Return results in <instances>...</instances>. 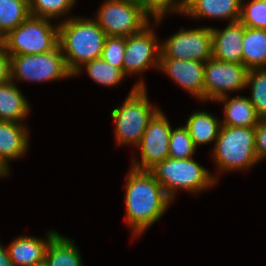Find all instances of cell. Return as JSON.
<instances>
[{
  "instance_id": "cell-30",
  "label": "cell",
  "mask_w": 266,
  "mask_h": 266,
  "mask_svg": "<svg viewBox=\"0 0 266 266\" xmlns=\"http://www.w3.org/2000/svg\"><path fill=\"white\" fill-rule=\"evenodd\" d=\"M126 50V37L107 36L105 39L102 58L112 66L123 71V57Z\"/></svg>"
},
{
  "instance_id": "cell-28",
  "label": "cell",
  "mask_w": 266,
  "mask_h": 266,
  "mask_svg": "<svg viewBox=\"0 0 266 266\" xmlns=\"http://www.w3.org/2000/svg\"><path fill=\"white\" fill-rule=\"evenodd\" d=\"M239 21L245 27L266 30V0H242Z\"/></svg>"
},
{
  "instance_id": "cell-19",
  "label": "cell",
  "mask_w": 266,
  "mask_h": 266,
  "mask_svg": "<svg viewBox=\"0 0 266 266\" xmlns=\"http://www.w3.org/2000/svg\"><path fill=\"white\" fill-rule=\"evenodd\" d=\"M29 105L14 81L0 84V120L24 123L30 115Z\"/></svg>"
},
{
  "instance_id": "cell-26",
  "label": "cell",
  "mask_w": 266,
  "mask_h": 266,
  "mask_svg": "<svg viewBox=\"0 0 266 266\" xmlns=\"http://www.w3.org/2000/svg\"><path fill=\"white\" fill-rule=\"evenodd\" d=\"M76 0H29L31 16L47 19H61L68 15Z\"/></svg>"
},
{
  "instance_id": "cell-8",
  "label": "cell",
  "mask_w": 266,
  "mask_h": 266,
  "mask_svg": "<svg viewBox=\"0 0 266 266\" xmlns=\"http://www.w3.org/2000/svg\"><path fill=\"white\" fill-rule=\"evenodd\" d=\"M11 80L34 83L72 78L60 46L40 54L11 56ZM21 80V81H20Z\"/></svg>"
},
{
  "instance_id": "cell-31",
  "label": "cell",
  "mask_w": 266,
  "mask_h": 266,
  "mask_svg": "<svg viewBox=\"0 0 266 266\" xmlns=\"http://www.w3.org/2000/svg\"><path fill=\"white\" fill-rule=\"evenodd\" d=\"M255 150L259 162L266 158V120L255 126Z\"/></svg>"
},
{
  "instance_id": "cell-29",
  "label": "cell",
  "mask_w": 266,
  "mask_h": 266,
  "mask_svg": "<svg viewBox=\"0 0 266 266\" xmlns=\"http://www.w3.org/2000/svg\"><path fill=\"white\" fill-rule=\"evenodd\" d=\"M145 12L160 26L166 14L174 12L183 16L186 0H139Z\"/></svg>"
},
{
  "instance_id": "cell-20",
  "label": "cell",
  "mask_w": 266,
  "mask_h": 266,
  "mask_svg": "<svg viewBox=\"0 0 266 266\" xmlns=\"http://www.w3.org/2000/svg\"><path fill=\"white\" fill-rule=\"evenodd\" d=\"M185 126L187 127L194 145L198 148L201 145L213 143L218 137L221 127V120L215 115L203 111H195L188 117Z\"/></svg>"
},
{
  "instance_id": "cell-16",
  "label": "cell",
  "mask_w": 266,
  "mask_h": 266,
  "mask_svg": "<svg viewBox=\"0 0 266 266\" xmlns=\"http://www.w3.org/2000/svg\"><path fill=\"white\" fill-rule=\"evenodd\" d=\"M29 135L25 123L0 120V160L7 168L10 160L20 159L29 150Z\"/></svg>"
},
{
  "instance_id": "cell-14",
  "label": "cell",
  "mask_w": 266,
  "mask_h": 266,
  "mask_svg": "<svg viewBox=\"0 0 266 266\" xmlns=\"http://www.w3.org/2000/svg\"><path fill=\"white\" fill-rule=\"evenodd\" d=\"M55 230L46 233V239L31 235H21L15 238L6 248L14 266H35L45 261L47 248Z\"/></svg>"
},
{
  "instance_id": "cell-12",
  "label": "cell",
  "mask_w": 266,
  "mask_h": 266,
  "mask_svg": "<svg viewBox=\"0 0 266 266\" xmlns=\"http://www.w3.org/2000/svg\"><path fill=\"white\" fill-rule=\"evenodd\" d=\"M153 24L146 26L141 32L126 37V50L123 57V72L126 76L160 66V41L157 39Z\"/></svg>"
},
{
  "instance_id": "cell-17",
  "label": "cell",
  "mask_w": 266,
  "mask_h": 266,
  "mask_svg": "<svg viewBox=\"0 0 266 266\" xmlns=\"http://www.w3.org/2000/svg\"><path fill=\"white\" fill-rule=\"evenodd\" d=\"M242 0H186L184 16L235 22L240 19Z\"/></svg>"
},
{
  "instance_id": "cell-35",
  "label": "cell",
  "mask_w": 266,
  "mask_h": 266,
  "mask_svg": "<svg viewBox=\"0 0 266 266\" xmlns=\"http://www.w3.org/2000/svg\"><path fill=\"white\" fill-rule=\"evenodd\" d=\"M35 266H47V265L45 264V262H43V263L35 265Z\"/></svg>"
},
{
  "instance_id": "cell-15",
  "label": "cell",
  "mask_w": 266,
  "mask_h": 266,
  "mask_svg": "<svg viewBox=\"0 0 266 266\" xmlns=\"http://www.w3.org/2000/svg\"><path fill=\"white\" fill-rule=\"evenodd\" d=\"M245 26L238 20L224 29L212 26V57L224 62L242 63V40Z\"/></svg>"
},
{
  "instance_id": "cell-27",
  "label": "cell",
  "mask_w": 266,
  "mask_h": 266,
  "mask_svg": "<svg viewBox=\"0 0 266 266\" xmlns=\"http://www.w3.org/2000/svg\"><path fill=\"white\" fill-rule=\"evenodd\" d=\"M196 147L187 127L172 128L169 143V158L189 159L193 157Z\"/></svg>"
},
{
  "instance_id": "cell-2",
  "label": "cell",
  "mask_w": 266,
  "mask_h": 266,
  "mask_svg": "<svg viewBox=\"0 0 266 266\" xmlns=\"http://www.w3.org/2000/svg\"><path fill=\"white\" fill-rule=\"evenodd\" d=\"M65 18L59 21V46L67 68L74 74L84 63L102 56L107 36L92 18Z\"/></svg>"
},
{
  "instance_id": "cell-6",
  "label": "cell",
  "mask_w": 266,
  "mask_h": 266,
  "mask_svg": "<svg viewBox=\"0 0 266 266\" xmlns=\"http://www.w3.org/2000/svg\"><path fill=\"white\" fill-rule=\"evenodd\" d=\"M30 16L2 38L6 52L13 55H30L51 52L59 46V23Z\"/></svg>"
},
{
  "instance_id": "cell-21",
  "label": "cell",
  "mask_w": 266,
  "mask_h": 266,
  "mask_svg": "<svg viewBox=\"0 0 266 266\" xmlns=\"http://www.w3.org/2000/svg\"><path fill=\"white\" fill-rule=\"evenodd\" d=\"M242 64L248 70L266 68V30L245 28Z\"/></svg>"
},
{
  "instance_id": "cell-32",
  "label": "cell",
  "mask_w": 266,
  "mask_h": 266,
  "mask_svg": "<svg viewBox=\"0 0 266 266\" xmlns=\"http://www.w3.org/2000/svg\"><path fill=\"white\" fill-rule=\"evenodd\" d=\"M11 56L6 52L3 44H0V84L11 80Z\"/></svg>"
},
{
  "instance_id": "cell-1",
  "label": "cell",
  "mask_w": 266,
  "mask_h": 266,
  "mask_svg": "<svg viewBox=\"0 0 266 266\" xmlns=\"http://www.w3.org/2000/svg\"><path fill=\"white\" fill-rule=\"evenodd\" d=\"M125 183V220L136 239L160 220L172 200L147 170L131 168Z\"/></svg>"
},
{
  "instance_id": "cell-5",
  "label": "cell",
  "mask_w": 266,
  "mask_h": 266,
  "mask_svg": "<svg viewBox=\"0 0 266 266\" xmlns=\"http://www.w3.org/2000/svg\"><path fill=\"white\" fill-rule=\"evenodd\" d=\"M212 156L219 172L245 171L259 163L255 150V127L221 125Z\"/></svg>"
},
{
  "instance_id": "cell-22",
  "label": "cell",
  "mask_w": 266,
  "mask_h": 266,
  "mask_svg": "<svg viewBox=\"0 0 266 266\" xmlns=\"http://www.w3.org/2000/svg\"><path fill=\"white\" fill-rule=\"evenodd\" d=\"M44 262L47 266H84L77 245L60 233L52 238Z\"/></svg>"
},
{
  "instance_id": "cell-4",
  "label": "cell",
  "mask_w": 266,
  "mask_h": 266,
  "mask_svg": "<svg viewBox=\"0 0 266 266\" xmlns=\"http://www.w3.org/2000/svg\"><path fill=\"white\" fill-rule=\"evenodd\" d=\"M191 157L189 159L166 158L155 163L147 171L157 180L173 201L177 190L202 193L218 183V174L213 175Z\"/></svg>"
},
{
  "instance_id": "cell-11",
  "label": "cell",
  "mask_w": 266,
  "mask_h": 266,
  "mask_svg": "<svg viewBox=\"0 0 266 266\" xmlns=\"http://www.w3.org/2000/svg\"><path fill=\"white\" fill-rule=\"evenodd\" d=\"M172 127L162 110H158L149 120L140 143L136 146L141 155L140 161L135 157L131 168L148 170L155 163L169 158V143Z\"/></svg>"
},
{
  "instance_id": "cell-25",
  "label": "cell",
  "mask_w": 266,
  "mask_h": 266,
  "mask_svg": "<svg viewBox=\"0 0 266 266\" xmlns=\"http://www.w3.org/2000/svg\"><path fill=\"white\" fill-rule=\"evenodd\" d=\"M246 87H250V102L261 120H266V68L250 69Z\"/></svg>"
},
{
  "instance_id": "cell-34",
  "label": "cell",
  "mask_w": 266,
  "mask_h": 266,
  "mask_svg": "<svg viewBox=\"0 0 266 266\" xmlns=\"http://www.w3.org/2000/svg\"><path fill=\"white\" fill-rule=\"evenodd\" d=\"M10 168H7L0 160V178L8 177L10 174Z\"/></svg>"
},
{
  "instance_id": "cell-7",
  "label": "cell",
  "mask_w": 266,
  "mask_h": 266,
  "mask_svg": "<svg viewBox=\"0 0 266 266\" xmlns=\"http://www.w3.org/2000/svg\"><path fill=\"white\" fill-rule=\"evenodd\" d=\"M94 20L106 36H123L141 32L152 19L139 0H105Z\"/></svg>"
},
{
  "instance_id": "cell-9",
  "label": "cell",
  "mask_w": 266,
  "mask_h": 266,
  "mask_svg": "<svg viewBox=\"0 0 266 266\" xmlns=\"http://www.w3.org/2000/svg\"><path fill=\"white\" fill-rule=\"evenodd\" d=\"M160 58L206 62L212 57V26L185 29L160 43Z\"/></svg>"
},
{
  "instance_id": "cell-24",
  "label": "cell",
  "mask_w": 266,
  "mask_h": 266,
  "mask_svg": "<svg viewBox=\"0 0 266 266\" xmlns=\"http://www.w3.org/2000/svg\"><path fill=\"white\" fill-rule=\"evenodd\" d=\"M30 16L29 0H0V37H5Z\"/></svg>"
},
{
  "instance_id": "cell-10",
  "label": "cell",
  "mask_w": 266,
  "mask_h": 266,
  "mask_svg": "<svg viewBox=\"0 0 266 266\" xmlns=\"http://www.w3.org/2000/svg\"><path fill=\"white\" fill-rule=\"evenodd\" d=\"M248 69L242 63L224 62L211 57L205 62L204 102L228 96L246 88Z\"/></svg>"
},
{
  "instance_id": "cell-3",
  "label": "cell",
  "mask_w": 266,
  "mask_h": 266,
  "mask_svg": "<svg viewBox=\"0 0 266 266\" xmlns=\"http://www.w3.org/2000/svg\"><path fill=\"white\" fill-rule=\"evenodd\" d=\"M146 84L139 79L128 93L123 104L111 112L115 124V140L117 146H137L149 120L160 109L149 101Z\"/></svg>"
},
{
  "instance_id": "cell-13",
  "label": "cell",
  "mask_w": 266,
  "mask_h": 266,
  "mask_svg": "<svg viewBox=\"0 0 266 266\" xmlns=\"http://www.w3.org/2000/svg\"><path fill=\"white\" fill-rule=\"evenodd\" d=\"M159 70H162L174 83L176 82L195 99L204 102L205 62L160 58Z\"/></svg>"
},
{
  "instance_id": "cell-23",
  "label": "cell",
  "mask_w": 266,
  "mask_h": 266,
  "mask_svg": "<svg viewBox=\"0 0 266 266\" xmlns=\"http://www.w3.org/2000/svg\"><path fill=\"white\" fill-rule=\"evenodd\" d=\"M81 71L87 72L95 83L106 87L118 86L126 78L121 69L112 66L102 57L84 63L73 75L77 76Z\"/></svg>"
},
{
  "instance_id": "cell-33",
  "label": "cell",
  "mask_w": 266,
  "mask_h": 266,
  "mask_svg": "<svg viewBox=\"0 0 266 266\" xmlns=\"http://www.w3.org/2000/svg\"><path fill=\"white\" fill-rule=\"evenodd\" d=\"M0 266H14L11 259L9 258L7 248L4 247L0 242Z\"/></svg>"
},
{
  "instance_id": "cell-18",
  "label": "cell",
  "mask_w": 266,
  "mask_h": 266,
  "mask_svg": "<svg viewBox=\"0 0 266 266\" xmlns=\"http://www.w3.org/2000/svg\"><path fill=\"white\" fill-rule=\"evenodd\" d=\"M216 102L224 104V115L221 125L230 127H255L261 119L248 97L237 95L229 99V95Z\"/></svg>"
}]
</instances>
